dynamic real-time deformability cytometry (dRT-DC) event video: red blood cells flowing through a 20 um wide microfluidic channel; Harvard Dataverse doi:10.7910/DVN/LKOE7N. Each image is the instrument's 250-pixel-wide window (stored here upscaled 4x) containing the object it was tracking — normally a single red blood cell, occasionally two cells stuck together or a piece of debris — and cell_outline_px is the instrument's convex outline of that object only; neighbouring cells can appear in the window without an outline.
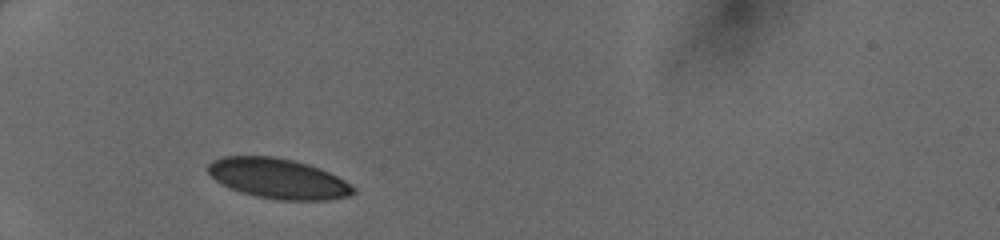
{"species": "human", "species_latin": "Homo sapiens", "temperature_condition": "cold", "stored_images_in_passage": 29, "camera_frame_rate_fps": 3000, "um_per_image_px": 0.085, "donor": {"sex": "female"}, "frame": {"image": 1, "passage_image": 1, "time_ms": 0.0, "image_size_px": [1000, 240], "cell_outline_px": [[356, 192], [352, 196], [328, 200], [280, 200], [256, 196], [240, 192], [216, 180], [204, 168], [212, 160], [224, 156], [276, 156], [308, 164], [320, 168], [344, 180], [356, 188]], "centroid_in_image_um": [23.66, 15.17], "position_along_channel_um": 61.3, "area_um2": 34.1}}
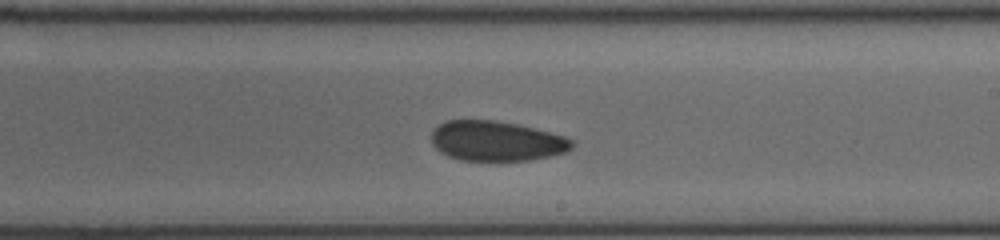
{"frame": {"image": 2, "passage_image": 15, "time_ms": 4.667, "image_size_px": [1000, 240], "cell_outline_px": [[576, 144], [572, 148], [564, 152], [548, 156], [528, 160], [460, 160], [448, 156], [440, 152], [432, 144], [432, 132], [444, 120], [496, 120], [516, 124], [564, 136], [572, 140]], "centroid_in_image_um": [42.17, 11.98], "position_along_channel_um": 246.8, "area_um2": 32.48}}
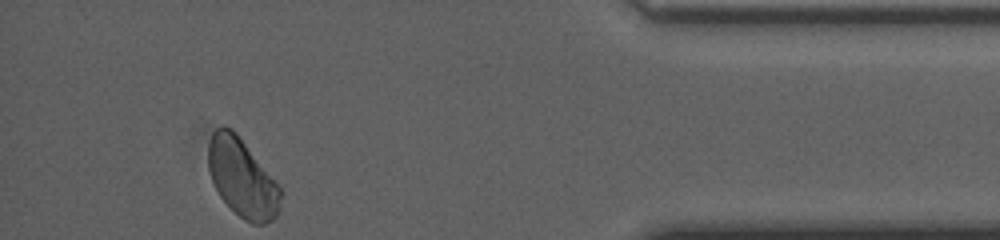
{"frame": {"image": 3, "passage_image": 29, "time_ms": 9.333, "image_size_px": [1000, 240], "cell_outline_px": [[284, 192], [276, 216], [272, 220], [264, 224], [252, 224], [244, 220], [220, 196], [212, 180], [208, 168], [208, 144], [212, 132], [216, 128], [232, 128], [236, 132]], "centroid_in_image_um": [20.6, 15.14], "position_along_channel_um": 414.6, "area_um2": 32.66}}